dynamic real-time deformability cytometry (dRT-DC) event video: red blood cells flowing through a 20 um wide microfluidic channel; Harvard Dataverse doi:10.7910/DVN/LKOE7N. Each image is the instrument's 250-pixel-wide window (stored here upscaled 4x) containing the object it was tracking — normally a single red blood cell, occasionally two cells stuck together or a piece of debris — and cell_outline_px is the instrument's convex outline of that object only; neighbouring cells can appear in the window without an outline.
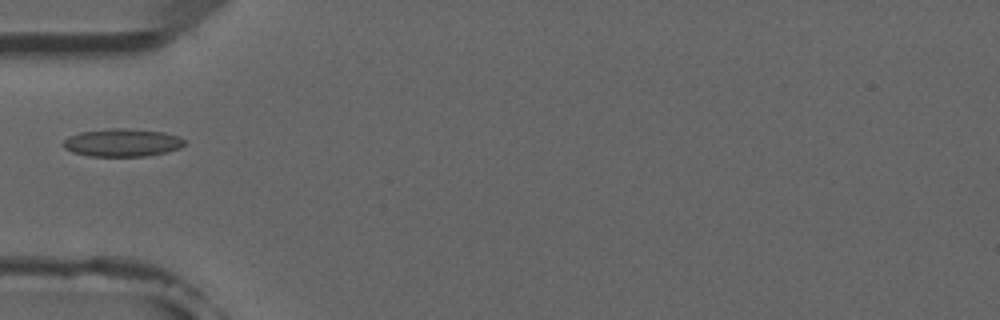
{"species": "common noctule bat (a hibernating species)", "species_latin": "Nyctalus noctula", "temperature_condition": "room temperature", "stored_images_in_passage": 6, "camera_frame_rate_fps": 3000, "um_per_image_px": 0.085, "animal": {"sex": "male", "forearm_length_mm": 52.5}, "frame": {"image": 1, "passage_image": 5, "time_ms": 5.0, "image_size_px": [1000, 320], "cell_outline_px": [[184, 144], [180, 148], [168, 152], [144, 156], [88, 156], [72, 152], [64, 148], [64, 140], [68, 136], [80, 132], [112, 128], [128, 128], [164, 132], [176, 136], [184, 140]], "centroid_in_image_um": [10.38, 12.12], "position_along_channel_um": 74.6, "area_um2": 19.65}}
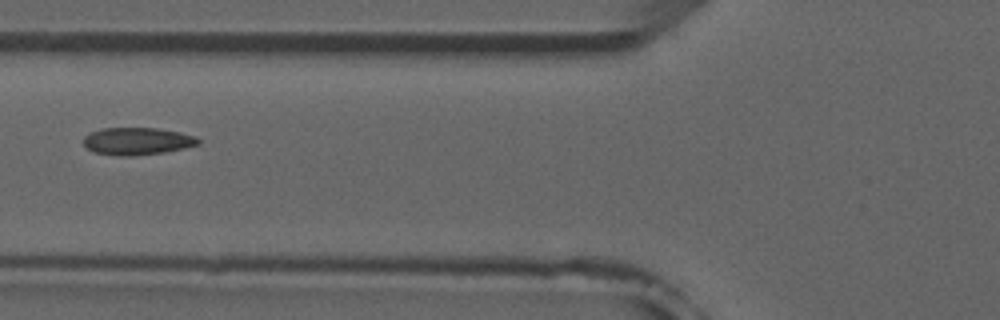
{"frame": {"image": 2, "passage_image": 6, "time_ms": 6.0, "image_size_px": [1000, 320], "cell_outline_px": [[200, 144], [184, 148], [164, 152], [132, 156], [116, 156], [96, 152], [88, 148], [84, 144], [84, 136], [92, 132], [104, 128], [156, 128], [180, 132], [196, 136], [200, 140]], "centroid_in_image_um": [11.7, 12.0], "position_along_channel_um": 114.1, "area_um2": 18.21}}